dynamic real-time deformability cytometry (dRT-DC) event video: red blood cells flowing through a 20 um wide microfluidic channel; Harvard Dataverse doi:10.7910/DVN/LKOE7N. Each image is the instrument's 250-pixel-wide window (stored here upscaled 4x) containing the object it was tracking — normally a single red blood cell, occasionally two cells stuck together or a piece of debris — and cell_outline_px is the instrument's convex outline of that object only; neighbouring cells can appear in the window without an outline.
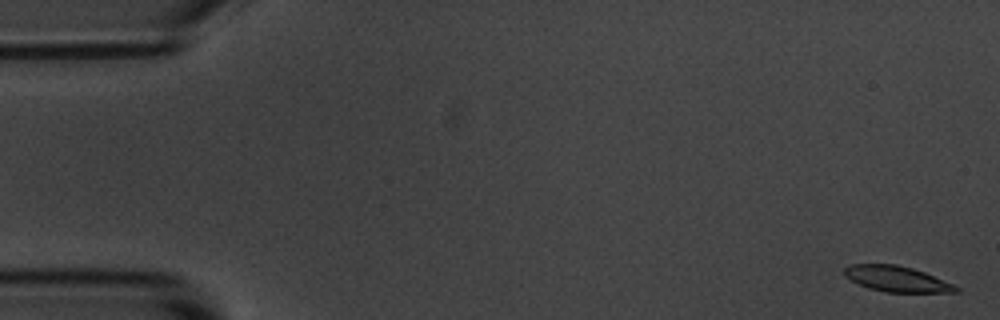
{"species": "common noctule bat (a hibernating species)", "species_latin": "Nyctalus noctula", "temperature_condition": "room temperature", "stored_images_in_passage": 5, "camera_frame_rate_fps": 3000, "um_per_image_px": 0.085, "animal": {"sex": "male", "body_mass_g": 20.1, "forearm_length_mm": 53.5}, "frame": {"image": 1, "passage_image": 1, "time_ms": 0.0, "image_size_px": [1000, 320], "cell_outline_px": [[960, 292], [884, 292], [868, 288], [844, 276], [844, 268], [848, 264], [896, 264], [912, 268], [924, 272], [952, 284], [960, 288]], "centroid_in_image_um": [76.2, 23.7], "position_along_channel_um": 8.8, "area_um2": 16.59}}